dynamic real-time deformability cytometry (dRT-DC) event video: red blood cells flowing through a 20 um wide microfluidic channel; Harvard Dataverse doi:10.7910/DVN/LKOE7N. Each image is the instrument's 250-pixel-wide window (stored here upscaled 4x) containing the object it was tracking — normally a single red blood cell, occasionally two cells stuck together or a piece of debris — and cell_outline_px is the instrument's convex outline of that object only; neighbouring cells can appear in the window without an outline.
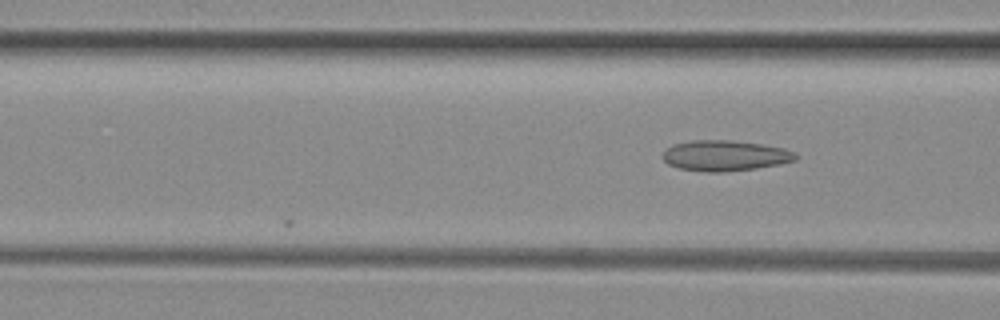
{"species": "common noctule bat (a hibernating species)", "species_latin": "Nyctalus noctula", "temperature_condition": "room temperature", "stored_images_in_passage": 4, "camera_frame_rate_fps": 3000, "um_per_image_px": 0.085, "animal": {"sex": "female", "body_mass_g": 29.2, "forearm_length_mm": 56.3}, "frame": {"image": 1, "passage_image": 4, "time_ms": 1.0, "image_size_px": [1000, 320], "cell_outline_px": [[800, 156], [796, 160], [780, 164], [756, 168], [724, 172], [704, 172], [680, 168], [668, 164], [660, 156], [672, 144], [692, 140], [732, 140], [760, 144], [784, 148], [796, 152]], "centroid_in_image_um": [61.64, 13.23], "position_along_channel_um": 105.0, "area_um2": 23.87}}